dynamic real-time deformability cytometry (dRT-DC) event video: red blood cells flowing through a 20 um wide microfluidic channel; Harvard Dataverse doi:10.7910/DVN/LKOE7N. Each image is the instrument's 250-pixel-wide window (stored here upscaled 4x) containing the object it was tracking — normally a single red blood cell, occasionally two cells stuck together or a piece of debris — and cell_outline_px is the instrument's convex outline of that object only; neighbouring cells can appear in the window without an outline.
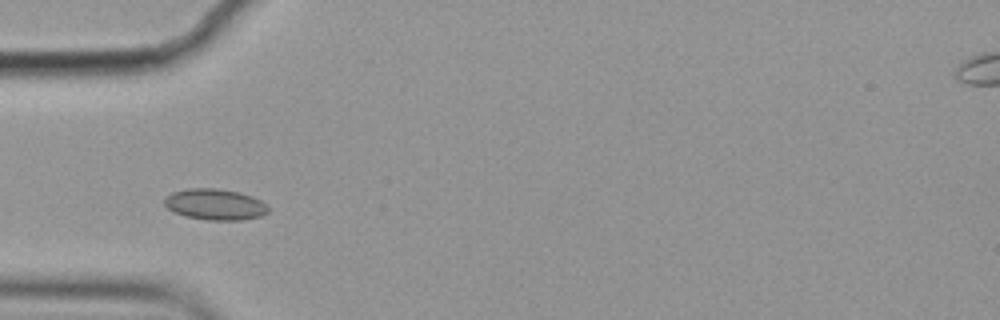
{"species": "common noctule bat (a hibernating species)", "species_latin": "Nyctalus noctula", "temperature_condition": "cold", "stored_images_in_passage": 3, "camera_frame_rate_fps": 3000, "um_per_image_px": 0.085, "animal": {"sex": "female", "body_mass_g": 19.9}, "frame": {"image": 1, "passage_image": 3, "time_ms": 0.667, "image_size_px": [1000, 320], "cell_outline_px": [[268, 212], [260, 216], [244, 220], [208, 220], [184, 216], [172, 212], [164, 204], [164, 196], [172, 192], [188, 188], [216, 188], [240, 192], [252, 196], [268, 204]], "centroid_in_image_um": [18.26, 17.37], "position_along_channel_um": 66.7, "area_um2": 19.07}}